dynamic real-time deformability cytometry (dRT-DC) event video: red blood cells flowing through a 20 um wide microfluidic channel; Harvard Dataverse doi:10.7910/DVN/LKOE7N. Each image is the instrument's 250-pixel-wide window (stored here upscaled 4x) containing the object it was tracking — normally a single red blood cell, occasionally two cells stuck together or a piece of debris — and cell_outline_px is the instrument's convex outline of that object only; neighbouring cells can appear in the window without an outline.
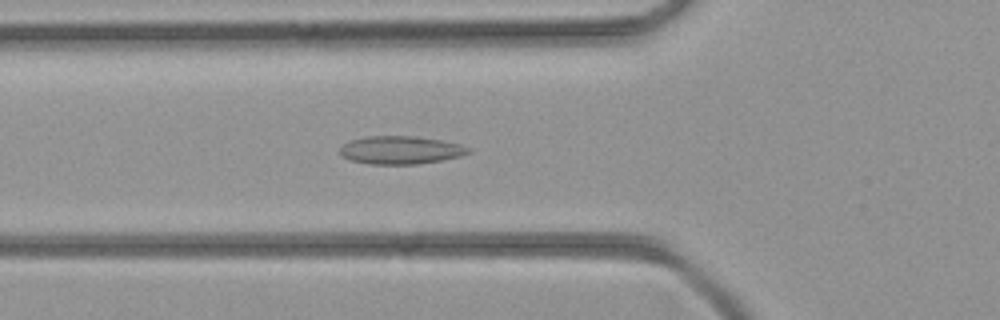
{"species": "common noctule bat (a hibernating species)", "species_latin": "Nyctalus noctula", "temperature_condition": "room temperature", "stored_images_in_passage": 42, "camera_frame_rate_fps": 3000, "um_per_image_px": 0.085, "animal": {"sex": "female", "body_mass_g": 21.9}, "frame": {"image": 1, "passage_image": 14, "time_ms": 4.333, "image_size_px": [1000, 320], "cell_outline_px": [[472, 152], [460, 156], [440, 160], [416, 164], [368, 164], [352, 160], [344, 156], [340, 152], [340, 148], [344, 144], [352, 140], [368, 136], [412, 136], [440, 140], [460, 144], [472, 148]], "centroid_in_image_um": [34.09, 12.75], "position_along_channel_um": 91.7, "area_um2": 20.75}}
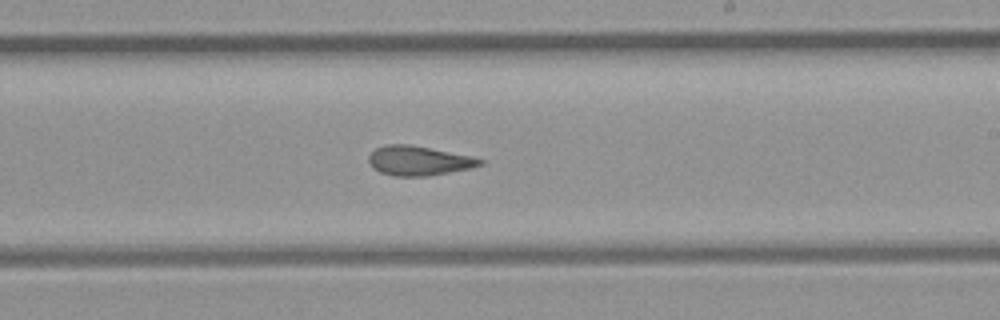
{"frame": {"image": 2, "passage_image": 24, "time_ms": 7.667, "image_size_px": [1000, 320], "cell_outline_px": [[484, 164], [468, 168], [428, 176], [396, 176], [380, 172], [372, 168], [368, 160], [368, 156], [376, 148], [384, 144], [408, 144], [472, 156], [484, 160]], "centroid_in_image_um": [35.56, 13.65], "position_along_channel_um": 253.4, "area_um2": 19.02}}
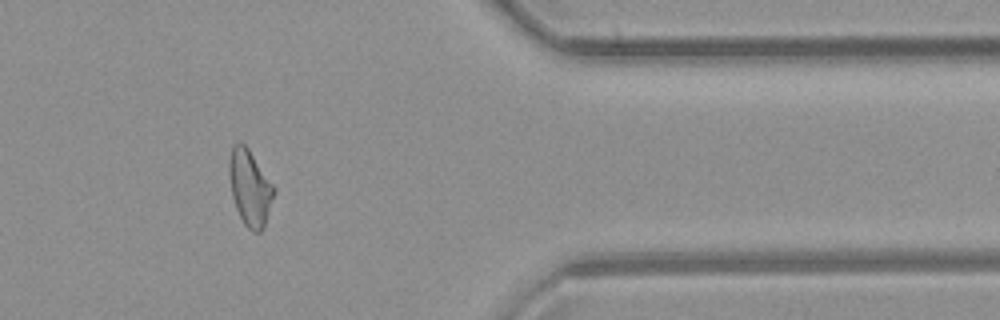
{"frame": {"image": 3, "passage_image": 34, "time_ms": 11.0, "image_size_px": [1000, 320], "cell_outline_px": [[276, 188], [264, 228], [260, 232], [252, 232], [244, 224], [236, 208], [232, 196], [228, 172], [228, 164], [232, 144], [244, 144], [248, 148]], "centroid_in_image_um": [21.24, 15.97], "position_along_channel_um": 390.2, "area_um2": 19.77}}